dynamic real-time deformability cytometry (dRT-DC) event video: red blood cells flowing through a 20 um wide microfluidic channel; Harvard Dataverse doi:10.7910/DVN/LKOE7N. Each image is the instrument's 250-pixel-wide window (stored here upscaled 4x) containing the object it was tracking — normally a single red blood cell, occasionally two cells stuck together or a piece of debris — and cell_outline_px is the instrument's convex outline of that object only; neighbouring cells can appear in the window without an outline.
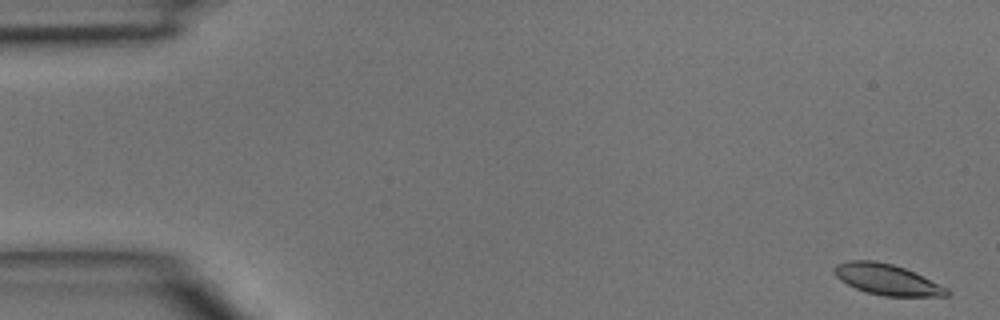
{"species": "common noctule bat (a hibernating species)", "species_latin": "Nyctalus noctula", "temperature_condition": "room temperature", "stored_images_in_passage": 4, "camera_frame_rate_fps": 3000, "um_per_image_px": 0.085, "animal": {"sex": "male", "body_mass_g": 15.6}, "frame": {"image": 1, "passage_image": 1, "time_ms": 0.0, "image_size_px": [1000, 320], "cell_outline_px": [[952, 292], [948, 296], [884, 296], [868, 292], [856, 288], [840, 280], [836, 276], [832, 268], [836, 264], [848, 260], [876, 260], [892, 264], [904, 268], [940, 284], [948, 288]], "centroid_in_image_um": [75.39, 23.75], "position_along_channel_um": 9.6, "area_um2": 20.17}}
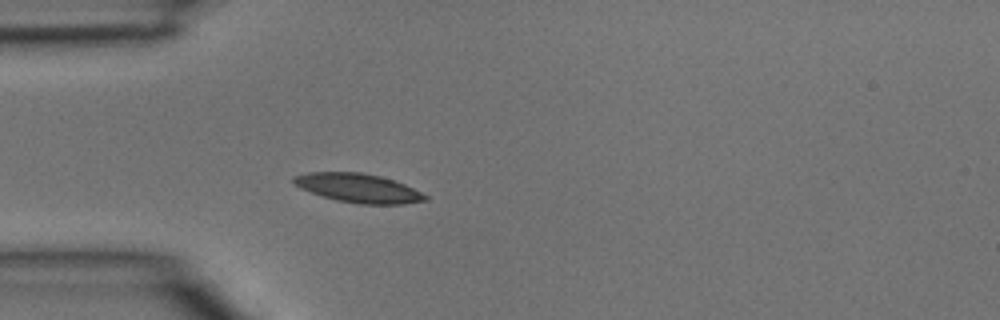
{"frame": {"image": 2, "passage_image": 4, "time_ms": 1.0, "image_size_px": [1000, 320], "cell_outline_px": [[428, 200], [404, 204], [360, 204], [336, 200], [300, 188], [292, 180], [292, 176], [308, 172], [360, 172], [380, 176], [404, 184], [428, 196]], "centroid_in_image_um": [30.45, 15.98], "position_along_channel_um": 54.5, "area_um2": 21.96}}